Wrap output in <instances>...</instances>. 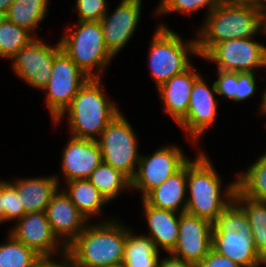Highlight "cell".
Instances as JSON below:
<instances>
[{
    "instance_id": "6da1fadb",
    "label": "cell",
    "mask_w": 266,
    "mask_h": 267,
    "mask_svg": "<svg viewBox=\"0 0 266 267\" xmlns=\"http://www.w3.org/2000/svg\"><path fill=\"white\" fill-rule=\"evenodd\" d=\"M203 152L200 149L195 160L187 161L186 213L214 223L234 200L237 180L222 191V179Z\"/></svg>"
},
{
    "instance_id": "7a4b0ae2",
    "label": "cell",
    "mask_w": 266,
    "mask_h": 267,
    "mask_svg": "<svg viewBox=\"0 0 266 267\" xmlns=\"http://www.w3.org/2000/svg\"><path fill=\"white\" fill-rule=\"evenodd\" d=\"M119 220L86 225L67 247L73 267H106L122 265L126 227Z\"/></svg>"
},
{
    "instance_id": "3957f363",
    "label": "cell",
    "mask_w": 266,
    "mask_h": 267,
    "mask_svg": "<svg viewBox=\"0 0 266 267\" xmlns=\"http://www.w3.org/2000/svg\"><path fill=\"white\" fill-rule=\"evenodd\" d=\"M101 82V78H89L54 123L59 124L64 115H67L71 136L97 140L109 122L120 112L109 97H106Z\"/></svg>"
},
{
    "instance_id": "277c9868",
    "label": "cell",
    "mask_w": 266,
    "mask_h": 267,
    "mask_svg": "<svg viewBox=\"0 0 266 267\" xmlns=\"http://www.w3.org/2000/svg\"><path fill=\"white\" fill-rule=\"evenodd\" d=\"M206 16L196 33L198 56L202 58L221 42L252 38L262 32V12L255 8L233 6L220 0Z\"/></svg>"
},
{
    "instance_id": "5b68a950",
    "label": "cell",
    "mask_w": 266,
    "mask_h": 267,
    "mask_svg": "<svg viewBox=\"0 0 266 267\" xmlns=\"http://www.w3.org/2000/svg\"><path fill=\"white\" fill-rule=\"evenodd\" d=\"M212 250L242 267H261L244 210L233 200L213 223Z\"/></svg>"
},
{
    "instance_id": "8992f818",
    "label": "cell",
    "mask_w": 266,
    "mask_h": 267,
    "mask_svg": "<svg viewBox=\"0 0 266 267\" xmlns=\"http://www.w3.org/2000/svg\"><path fill=\"white\" fill-rule=\"evenodd\" d=\"M59 42L61 49L89 78H101L115 58L106 47L100 21H77V26L68 27Z\"/></svg>"
},
{
    "instance_id": "52a82bcc",
    "label": "cell",
    "mask_w": 266,
    "mask_h": 267,
    "mask_svg": "<svg viewBox=\"0 0 266 267\" xmlns=\"http://www.w3.org/2000/svg\"><path fill=\"white\" fill-rule=\"evenodd\" d=\"M183 40L167 25L162 23L157 25L148 53V66L156 88L173 76L187 70L192 65L188 56H198L197 40L187 42Z\"/></svg>"
},
{
    "instance_id": "ba28073f",
    "label": "cell",
    "mask_w": 266,
    "mask_h": 267,
    "mask_svg": "<svg viewBox=\"0 0 266 267\" xmlns=\"http://www.w3.org/2000/svg\"><path fill=\"white\" fill-rule=\"evenodd\" d=\"M134 131L123 113L119 112L97 139L103 162L120 171L130 181L135 176L141 156Z\"/></svg>"
},
{
    "instance_id": "9c48e42d",
    "label": "cell",
    "mask_w": 266,
    "mask_h": 267,
    "mask_svg": "<svg viewBox=\"0 0 266 267\" xmlns=\"http://www.w3.org/2000/svg\"><path fill=\"white\" fill-rule=\"evenodd\" d=\"M89 77L61 50L55 57L46 91V105L54 122L71 104Z\"/></svg>"
},
{
    "instance_id": "30bf717a",
    "label": "cell",
    "mask_w": 266,
    "mask_h": 267,
    "mask_svg": "<svg viewBox=\"0 0 266 267\" xmlns=\"http://www.w3.org/2000/svg\"><path fill=\"white\" fill-rule=\"evenodd\" d=\"M189 159L176 145L163 146L153 154L140 156L131 189L138 190L142 199L177 172Z\"/></svg>"
},
{
    "instance_id": "8fae6325",
    "label": "cell",
    "mask_w": 266,
    "mask_h": 267,
    "mask_svg": "<svg viewBox=\"0 0 266 267\" xmlns=\"http://www.w3.org/2000/svg\"><path fill=\"white\" fill-rule=\"evenodd\" d=\"M252 38L232 39L215 45L203 58L217 63V69L255 72L266 69V46Z\"/></svg>"
},
{
    "instance_id": "7c38bea8",
    "label": "cell",
    "mask_w": 266,
    "mask_h": 267,
    "mask_svg": "<svg viewBox=\"0 0 266 267\" xmlns=\"http://www.w3.org/2000/svg\"><path fill=\"white\" fill-rule=\"evenodd\" d=\"M61 50L60 42L51 46L35 37L11 58L12 70L30 87L42 90L50 79L54 57Z\"/></svg>"
},
{
    "instance_id": "4fadbf2b",
    "label": "cell",
    "mask_w": 266,
    "mask_h": 267,
    "mask_svg": "<svg viewBox=\"0 0 266 267\" xmlns=\"http://www.w3.org/2000/svg\"><path fill=\"white\" fill-rule=\"evenodd\" d=\"M213 223L180 213L179 235L175 247L169 252L172 256L198 265L212 250Z\"/></svg>"
},
{
    "instance_id": "5bb4252c",
    "label": "cell",
    "mask_w": 266,
    "mask_h": 267,
    "mask_svg": "<svg viewBox=\"0 0 266 267\" xmlns=\"http://www.w3.org/2000/svg\"><path fill=\"white\" fill-rule=\"evenodd\" d=\"M16 223L9 233L40 257L67 252V247L52 231L46 212L25 213Z\"/></svg>"
},
{
    "instance_id": "9a60e30c",
    "label": "cell",
    "mask_w": 266,
    "mask_h": 267,
    "mask_svg": "<svg viewBox=\"0 0 266 267\" xmlns=\"http://www.w3.org/2000/svg\"><path fill=\"white\" fill-rule=\"evenodd\" d=\"M207 84L200 76L193 84L186 116L177 124L189 135L190 141H199L200 137L212 126L217 113L218 100L214 82Z\"/></svg>"
},
{
    "instance_id": "2e32d148",
    "label": "cell",
    "mask_w": 266,
    "mask_h": 267,
    "mask_svg": "<svg viewBox=\"0 0 266 267\" xmlns=\"http://www.w3.org/2000/svg\"><path fill=\"white\" fill-rule=\"evenodd\" d=\"M142 0H121L115 11L103 16L100 24L106 47L116 56L132 38L141 17Z\"/></svg>"
},
{
    "instance_id": "e0dca14e",
    "label": "cell",
    "mask_w": 266,
    "mask_h": 267,
    "mask_svg": "<svg viewBox=\"0 0 266 267\" xmlns=\"http://www.w3.org/2000/svg\"><path fill=\"white\" fill-rule=\"evenodd\" d=\"M45 212L52 231L66 247L80 235L89 221L60 187L52 196Z\"/></svg>"
},
{
    "instance_id": "ac0fdd59",
    "label": "cell",
    "mask_w": 266,
    "mask_h": 267,
    "mask_svg": "<svg viewBox=\"0 0 266 267\" xmlns=\"http://www.w3.org/2000/svg\"><path fill=\"white\" fill-rule=\"evenodd\" d=\"M62 151L60 164L65 183L77 179H88L103 162L97 140L71 136Z\"/></svg>"
},
{
    "instance_id": "d6986e66",
    "label": "cell",
    "mask_w": 266,
    "mask_h": 267,
    "mask_svg": "<svg viewBox=\"0 0 266 267\" xmlns=\"http://www.w3.org/2000/svg\"><path fill=\"white\" fill-rule=\"evenodd\" d=\"M200 76L192 64L187 70L173 76L157 88L165 113L177 124L187 114L193 84Z\"/></svg>"
},
{
    "instance_id": "ffe728a7",
    "label": "cell",
    "mask_w": 266,
    "mask_h": 267,
    "mask_svg": "<svg viewBox=\"0 0 266 267\" xmlns=\"http://www.w3.org/2000/svg\"><path fill=\"white\" fill-rule=\"evenodd\" d=\"M187 162L160 186L151 190L143 200L158 209L186 212Z\"/></svg>"
},
{
    "instance_id": "44dd1931",
    "label": "cell",
    "mask_w": 266,
    "mask_h": 267,
    "mask_svg": "<svg viewBox=\"0 0 266 267\" xmlns=\"http://www.w3.org/2000/svg\"><path fill=\"white\" fill-rule=\"evenodd\" d=\"M17 189L25 213L45 212L54 193L59 189L56 175L16 178L10 181Z\"/></svg>"
},
{
    "instance_id": "7402d4cb",
    "label": "cell",
    "mask_w": 266,
    "mask_h": 267,
    "mask_svg": "<svg viewBox=\"0 0 266 267\" xmlns=\"http://www.w3.org/2000/svg\"><path fill=\"white\" fill-rule=\"evenodd\" d=\"M142 203L149 228V235L146 236L156 244L159 250L162 248L168 254L177 242L180 213L155 208L148 205L143 199Z\"/></svg>"
},
{
    "instance_id": "603a6c76",
    "label": "cell",
    "mask_w": 266,
    "mask_h": 267,
    "mask_svg": "<svg viewBox=\"0 0 266 267\" xmlns=\"http://www.w3.org/2000/svg\"><path fill=\"white\" fill-rule=\"evenodd\" d=\"M64 190L70 201L88 219L102 215L103 207L108 200L88 179H77L66 182Z\"/></svg>"
},
{
    "instance_id": "cb8c5ba5",
    "label": "cell",
    "mask_w": 266,
    "mask_h": 267,
    "mask_svg": "<svg viewBox=\"0 0 266 267\" xmlns=\"http://www.w3.org/2000/svg\"><path fill=\"white\" fill-rule=\"evenodd\" d=\"M159 249L145 234L135 235L126 228V242L122 265L124 267H158Z\"/></svg>"
},
{
    "instance_id": "d4e9b609",
    "label": "cell",
    "mask_w": 266,
    "mask_h": 267,
    "mask_svg": "<svg viewBox=\"0 0 266 267\" xmlns=\"http://www.w3.org/2000/svg\"><path fill=\"white\" fill-rule=\"evenodd\" d=\"M234 201L244 210L251 226L255 249L264 259L266 257V202L249 199L238 189Z\"/></svg>"
},
{
    "instance_id": "484cf974",
    "label": "cell",
    "mask_w": 266,
    "mask_h": 267,
    "mask_svg": "<svg viewBox=\"0 0 266 267\" xmlns=\"http://www.w3.org/2000/svg\"><path fill=\"white\" fill-rule=\"evenodd\" d=\"M49 1L14 0L5 14L6 19L32 34L47 16Z\"/></svg>"
},
{
    "instance_id": "4316f807",
    "label": "cell",
    "mask_w": 266,
    "mask_h": 267,
    "mask_svg": "<svg viewBox=\"0 0 266 267\" xmlns=\"http://www.w3.org/2000/svg\"><path fill=\"white\" fill-rule=\"evenodd\" d=\"M237 189L252 200L266 202V152L249 165L246 172L237 174Z\"/></svg>"
},
{
    "instance_id": "83f0119b",
    "label": "cell",
    "mask_w": 266,
    "mask_h": 267,
    "mask_svg": "<svg viewBox=\"0 0 266 267\" xmlns=\"http://www.w3.org/2000/svg\"><path fill=\"white\" fill-rule=\"evenodd\" d=\"M88 180L108 201L116 199L123 189H131V181L120 171L104 162L99 164Z\"/></svg>"
},
{
    "instance_id": "f1b7e54d",
    "label": "cell",
    "mask_w": 266,
    "mask_h": 267,
    "mask_svg": "<svg viewBox=\"0 0 266 267\" xmlns=\"http://www.w3.org/2000/svg\"><path fill=\"white\" fill-rule=\"evenodd\" d=\"M7 239L0 244V267H33L40 256L9 232Z\"/></svg>"
},
{
    "instance_id": "f546056e",
    "label": "cell",
    "mask_w": 266,
    "mask_h": 267,
    "mask_svg": "<svg viewBox=\"0 0 266 267\" xmlns=\"http://www.w3.org/2000/svg\"><path fill=\"white\" fill-rule=\"evenodd\" d=\"M35 36L6 18L0 24V57L11 59Z\"/></svg>"
},
{
    "instance_id": "4dcf8cb0",
    "label": "cell",
    "mask_w": 266,
    "mask_h": 267,
    "mask_svg": "<svg viewBox=\"0 0 266 267\" xmlns=\"http://www.w3.org/2000/svg\"><path fill=\"white\" fill-rule=\"evenodd\" d=\"M220 0H161L158 7L154 10L156 15L180 12L193 14L202 8H207V14L210 13Z\"/></svg>"
},
{
    "instance_id": "1f68e13d",
    "label": "cell",
    "mask_w": 266,
    "mask_h": 267,
    "mask_svg": "<svg viewBox=\"0 0 266 267\" xmlns=\"http://www.w3.org/2000/svg\"><path fill=\"white\" fill-rule=\"evenodd\" d=\"M25 214L16 187L4 179V223L19 220Z\"/></svg>"
},
{
    "instance_id": "d6a6232c",
    "label": "cell",
    "mask_w": 266,
    "mask_h": 267,
    "mask_svg": "<svg viewBox=\"0 0 266 267\" xmlns=\"http://www.w3.org/2000/svg\"><path fill=\"white\" fill-rule=\"evenodd\" d=\"M77 21H101L108 9L107 0H76Z\"/></svg>"
},
{
    "instance_id": "836d02e7",
    "label": "cell",
    "mask_w": 266,
    "mask_h": 267,
    "mask_svg": "<svg viewBox=\"0 0 266 267\" xmlns=\"http://www.w3.org/2000/svg\"><path fill=\"white\" fill-rule=\"evenodd\" d=\"M256 72H236V102L251 98L257 88Z\"/></svg>"
},
{
    "instance_id": "e575fe53",
    "label": "cell",
    "mask_w": 266,
    "mask_h": 267,
    "mask_svg": "<svg viewBox=\"0 0 266 267\" xmlns=\"http://www.w3.org/2000/svg\"><path fill=\"white\" fill-rule=\"evenodd\" d=\"M217 95L236 102V72L217 69V80L214 81Z\"/></svg>"
},
{
    "instance_id": "d590c367",
    "label": "cell",
    "mask_w": 266,
    "mask_h": 267,
    "mask_svg": "<svg viewBox=\"0 0 266 267\" xmlns=\"http://www.w3.org/2000/svg\"><path fill=\"white\" fill-rule=\"evenodd\" d=\"M197 267H242L228 257L222 256L211 250Z\"/></svg>"
},
{
    "instance_id": "8d00e7d4",
    "label": "cell",
    "mask_w": 266,
    "mask_h": 267,
    "mask_svg": "<svg viewBox=\"0 0 266 267\" xmlns=\"http://www.w3.org/2000/svg\"><path fill=\"white\" fill-rule=\"evenodd\" d=\"M60 256V262L56 261L54 257H40L34 264L33 267H73L71 258L68 252H65ZM54 259V260H53Z\"/></svg>"
},
{
    "instance_id": "74e56055",
    "label": "cell",
    "mask_w": 266,
    "mask_h": 267,
    "mask_svg": "<svg viewBox=\"0 0 266 267\" xmlns=\"http://www.w3.org/2000/svg\"><path fill=\"white\" fill-rule=\"evenodd\" d=\"M168 254L169 256L159 259L158 267H197V265L186 262L183 259L176 258L170 253Z\"/></svg>"
},
{
    "instance_id": "f35d334b",
    "label": "cell",
    "mask_w": 266,
    "mask_h": 267,
    "mask_svg": "<svg viewBox=\"0 0 266 267\" xmlns=\"http://www.w3.org/2000/svg\"><path fill=\"white\" fill-rule=\"evenodd\" d=\"M224 1L233 6L255 8L261 12L264 9H266V0H224Z\"/></svg>"
},
{
    "instance_id": "ab89813d",
    "label": "cell",
    "mask_w": 266,
    "mask_h": 267,
    "mask_svg": "<svg viewBox=\"0 0 266 267\" xmlns=\"http://www.w3.org/2000/svg\"><path fill=\"white\" fill-rule=\"evenodd\" d=\"M4 224V180H0V224Z\"/></svg>"
},
{
    "instance_id": "60d3db41",
    "label": "cell",
    "mask_w": 266,
    "mask_h": 267,
    "mask_svg": "<svg viewBox=\"0 0 266 267\" xmlns=\"http://www.w3.org/2000/svg\"><path fill=\"white\" fill-rule=\"evenodd\" d=\"M13 1L14 0H0V11L6 14Z\"/></svg>"
},
{
    "instance_id": "b9f144b4",
    "label": "cell",
    "mask_w": 266,
    "mask_h": 267,
    "mask_svg": "<svg viewBox=\"0 0 266 267\" xmlns=\"http://www.w3.org/2000/svg\"><path fill=\"white\" fill-rule=\"evenodd\" d=\"M263 95H262V97H261V105H260V107L258 108V110H259V112L261 113V112H263L264 111V109H266V90H265V92L264 93H262Z\"/></svg>"
},
{
    "instance_id": "7bdbcfd3",
    "label": "cell",
    "mask_w": 266,
    "mask_h": 267,
    "mask_svg": "<svg viewBox=\"0 0 266 267\" xmlns=\"http://www.w3.org/2000/svg\"><path fill=\"white\" fill-rule=\"evenodd\" d=\"M262 31L266 35V9L262 11Z\"/></svg>"
},
{
    "instance_id": "ee69618b",
    "label": "cell",
    "mask_w": 266,
    "mask_h": 267,
    "mask_svg": "<svg viewBox=\"0 0 266 267\" xmlns=\"http://www.w3.org/2000/svg\"><path fill=\"white\" fill-rule=\"evenodd\" d=\"M6 18L5 13L0 11V24Z\"/></svg>"
},
{
    "instance_id": "f6af8a7d",
    "label": "cell",
    "mask_w": 266,
    "mask_h": 267,
    "mask_svg": "<svg viewBox=\"0 0 266 267\" xmlns=\"http://www.w3.org/2000/svg\"><path fill=\"white\" fill-rule=\"evenodd\" d=\"M106 267H124L123 265H114V266H106Z\"/></svg>"
},
{
    "instance_id": "bcb514c9",
    "label": "cell",
    "mask_w": 266,
    "mask_h": 267,
    "mask_svg": "<svg viewBox=\"0 0 266 267\" xmlns=\"http://www.w3.org/2000/svg\"><path fill=\"white\" fill-rule=\"evenodd\" d=\"M266 115V109H264V111L263 112H261V115Z\"/></svg>"
},
{
    "instance_id": "7dc6e473",
    "label": "cell",
    "mask_w": 266,
    "mask_h": 267,
    "mask_svg": "<svg viewBox=\"0 0 266 267\" xmlns=\"http://www.w3.org/2000/svg\"><path fill=\"white\" fill-rule=\"evenodd\" d=\"M263 265H266V257L263 259Z\"/></svg>"
}]
</instances>
